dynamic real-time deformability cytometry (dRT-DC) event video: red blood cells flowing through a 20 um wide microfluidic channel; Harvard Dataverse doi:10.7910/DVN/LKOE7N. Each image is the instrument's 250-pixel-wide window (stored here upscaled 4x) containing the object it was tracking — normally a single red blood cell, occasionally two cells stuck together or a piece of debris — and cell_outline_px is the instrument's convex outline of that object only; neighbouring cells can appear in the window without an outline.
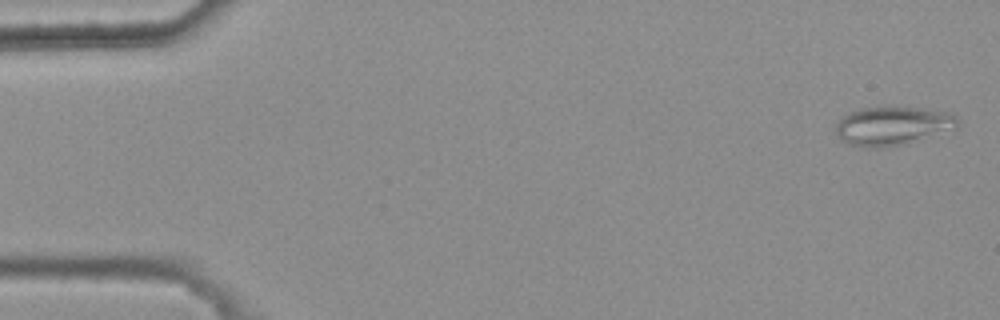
{"species": "common noctule bat (a hibernating species)", "species_latin": "Nyctalus noctula", "temperature_condition": "warm", "stored_images_in_passage": 5, "camera_frame_rate_fps": 3000, "um_per_image_px": 0.085, "animal": {"sex": "female", "body_mass_g": 25.1}, "frame": {"image": 1, "passage_image": 1, "time_ms": 0.0, "image_size_px": [1000, 320], "cell_outline_px": [[960, 124], [956, 128], [900, 144], [880, 148], [868, 148], [848, 144], [840, 140], [836, 132], [836, 124], [848, 112], [860, 108], [888, 104], [920, 108], [948, 112], [956, 116], [960, 120]], "centroid_in_image_um": [75.83, 10.65], "position_along_channel_um": 9.2, "area_um2": 27.86}}